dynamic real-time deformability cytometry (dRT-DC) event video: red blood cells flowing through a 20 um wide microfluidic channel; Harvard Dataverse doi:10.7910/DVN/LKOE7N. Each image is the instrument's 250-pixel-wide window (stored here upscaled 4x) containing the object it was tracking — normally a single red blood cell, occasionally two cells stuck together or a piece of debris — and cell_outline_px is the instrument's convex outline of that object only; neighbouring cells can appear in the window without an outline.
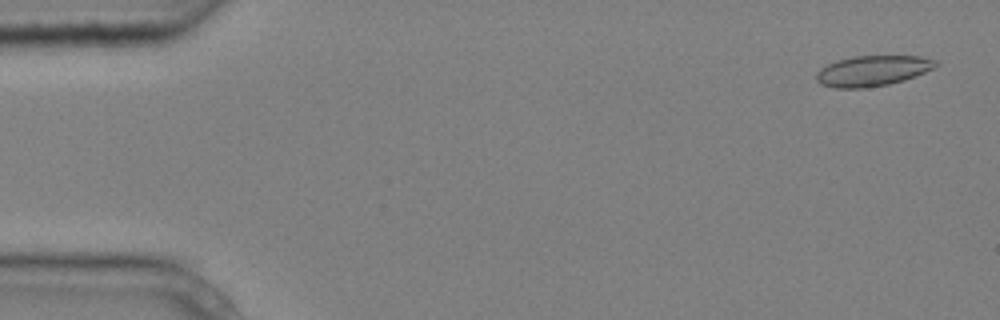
{"species": "common noctule bat (a hibernating species)", "species_latin": "Nyctalus noctula", "temperature_condition": "cold", "stored_images_in_passage": 5, "camera_frame_rate_fps": 3000, "um_per_image_px": 0.085, "animal": {"sex": "male", "body_mass_g": 20.4}, "frame": {"image": 1, "passage_image": 1, "time_ms": 0.0, "image_size_px": [1000, 320], "cell_outline_px": [[940, 64], [916, 76], [904, 80], [888, 84], [864, 88], [836, 88], [820, 84], [816, 80], [816, 72], [820, 68], [828, 64], [852, 56], [920, 56], [936, 60]], "centroid_in_image_um": [74.16, 6.02], "position_along_channel_um": 10.8, "area_um2": 21.15}}